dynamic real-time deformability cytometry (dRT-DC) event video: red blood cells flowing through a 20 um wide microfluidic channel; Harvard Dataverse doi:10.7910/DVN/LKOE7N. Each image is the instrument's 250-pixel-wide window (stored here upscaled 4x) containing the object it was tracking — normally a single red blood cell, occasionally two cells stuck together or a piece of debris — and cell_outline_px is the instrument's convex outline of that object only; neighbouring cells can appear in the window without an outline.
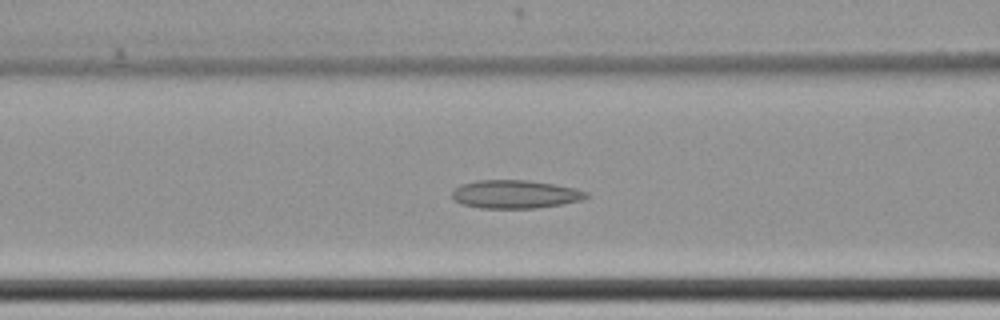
{"species": "common noctule bat (a hibernating species)", "species_latin": "Nyctalus noctula", "temperature_condition": "cold", "stored_images_in_passage": 67, "segment_of_instrument_passage": [1, 2], "camera_frame_rate_fps": 3000, "um_per_image_px": 0.085, "animal": {"sex": "female", "body_mass_g": 22.7, "forearm_length_mm": 54.2}, "frame": {"image": 1, "passage_image": 31, "time_ms": 10.0, "image_size_px": [1000, 320], "cell_outline_px": [[592, 196], [580, 200], [560, 204], [536, 208], [480, 208], [464, 204], [456, 200], [452, 196], [452, 192], [460, 184], [476, 180], [524, 180], [552, 184], [572, 188], [588, 192]], "centroid_in_image_um": [43.78, 16.51], "position_along_channel_um": 122.8, "area_um2": 21.85}}
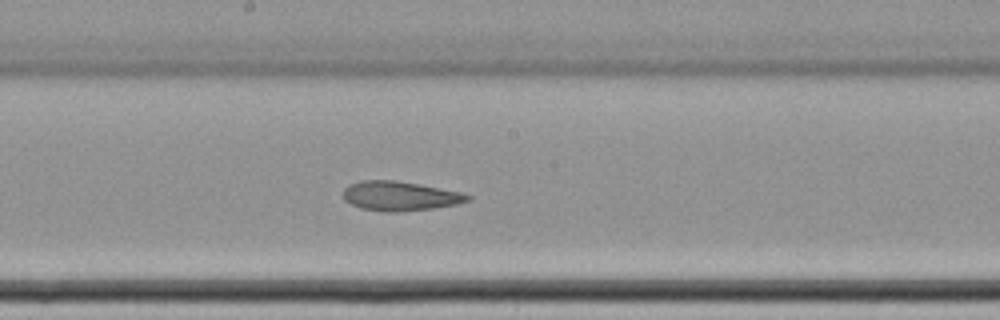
{"frame": {"image": 2, "passage_image": 39, "time_ms": 12.667, "image_size_px": [1000, 320], "cell_outline_px": [[472, 200], [456, 204], [432, 208], [396, 212], [388, 212], [360, 208], [344, 200], [344, 188], [348, 184], [360, 180], [396, 180], [420, 184], [460, 192], [472, 196]], "centroid_in_image_um": [33.98, 16.65], "position_along_channel_um": 214.2, "area_um2": 21.33}}
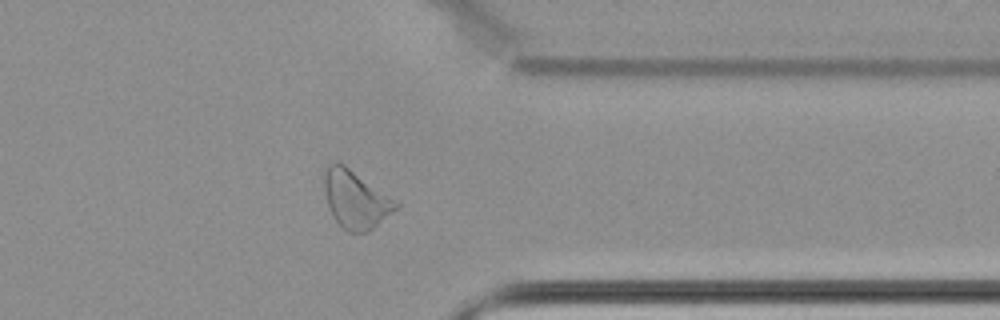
{"frame": {"image": 3, "passage_image": 54, "time_ms": 17.667, "image_size_px": [1000, 320], "cell_outline_px": [[400, 204], [396, 208], [368, 232], [348, 232], [332, 216], [324, 192], [324, 168], [328, 164], [336, 160], [344, 164], [400, 200]], "centroid_in_image_um": [30.24, 16.89], "position_along_channel_um": 381.2, "area_um2": 24.51}}